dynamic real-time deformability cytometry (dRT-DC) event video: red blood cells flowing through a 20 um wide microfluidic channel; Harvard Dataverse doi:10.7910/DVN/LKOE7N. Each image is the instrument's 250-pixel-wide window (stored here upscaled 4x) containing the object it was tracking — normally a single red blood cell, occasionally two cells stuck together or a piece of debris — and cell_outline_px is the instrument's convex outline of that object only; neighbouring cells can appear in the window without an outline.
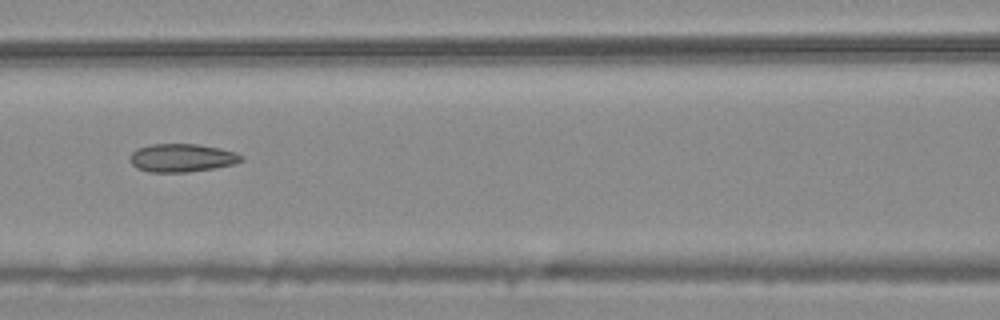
{"species": "common noctule bat (a hibernating species)", "species_latin": "Nyctalus noctula", "temperature_condition": "warm", "stored_images_in_passage": 9, "camera_frame_rate_fps": 3000, "um_per_image_px": 0.085, "animal": {"sex": "male", "body_mass_g": 20.4}, "frame": {"image": 1, "passage_image": 7, "time_ms": 2.0, "image_size_px": [1000, 320], "cell_outline_px": [[244, 160], [236, 164], [216, 168], [188, 172], [148, 172], [136, 168], [128, 160], [128, 156], [136, 148], [152, 144], [196, 144], [220, 148], [236, 152], [244, 156]], "centroid_in_image_um": [15.46, 13.42], "position_along_channel_um": 151.1, "area_um2": 18.67}}
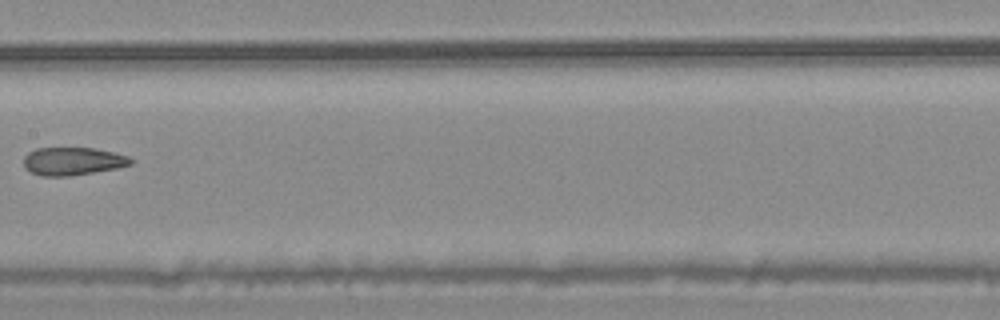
{"frame": {"image": 2, "passage_image": 8, "time_ms": 2.333, "image_size_px": [1000, 320], "cell_outline_px": [[132, 164], [116, 168], [68, 176], [40, 176], [24, 168], [24, 156], [28, 152], [36, 148], [96, 148], [128, 156], [132, 160]], "centroid_in_image_um": [6.15, 13.7], "position_along_channel_um": 201.3, "area_um2": 17.34}}
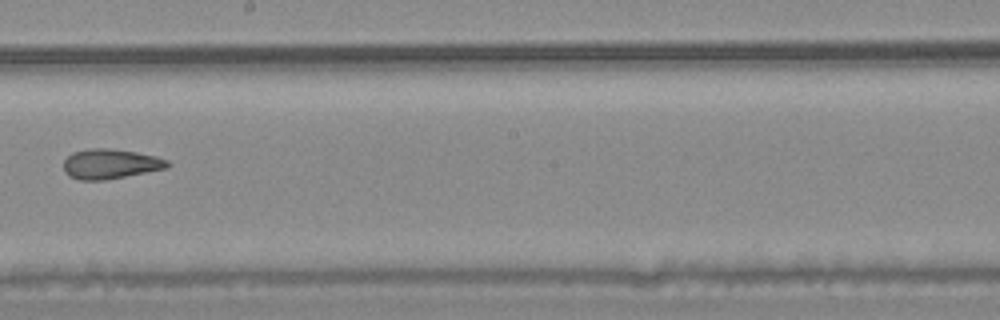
{"frame": {"image": 3, "passage_image": 9, "time_ms": 2.667, "image_size_px": [1000, 320], "cell_outline_px": [[172, 164], [168, 168], [104, 180], [80, 180], [68, 176], [64, 172], [64, 160], [72, 152], [88, 148], [108, 148], [136, 152], [156, 156], [168, 160]], "centroid_in_image_um": [9.38, 13.93], "position_along_channel_um": 238.8, "area_um2": 18.21}}